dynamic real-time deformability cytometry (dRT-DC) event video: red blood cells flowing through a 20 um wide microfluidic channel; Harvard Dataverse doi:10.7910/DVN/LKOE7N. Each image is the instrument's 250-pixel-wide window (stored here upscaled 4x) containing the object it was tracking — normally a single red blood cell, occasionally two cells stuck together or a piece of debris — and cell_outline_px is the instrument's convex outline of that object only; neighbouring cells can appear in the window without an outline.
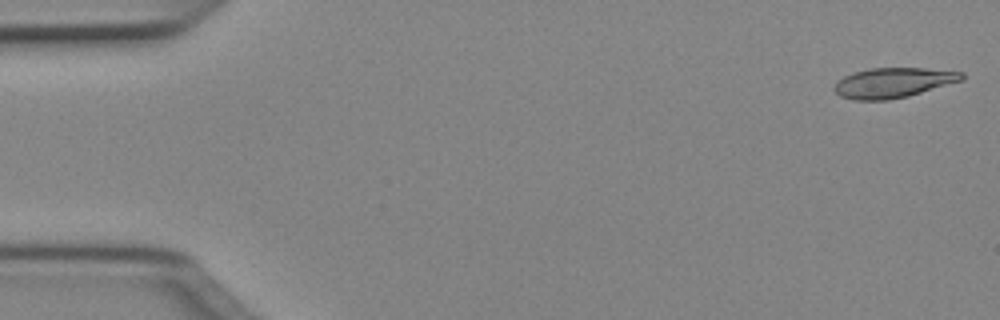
{"species": "Egyptian fruit bat (a non-hibernating species)", "species_latin": "Rousettus aegyptiacus", "temperature_condition": "cold", "stored_images_in_passage": 10, "camera_frame_rate_fps": 3000, "um_per_image_px": 0.085, "animal": {"sex": "female"}, "frame": {"image": 1, "passage_image": 1, "time_ms": 0.0, "image_size_px": [1000, 320], "cell_outline_px": [[964, 80], [908, 96], [888, 100], [852, 100], [840, 96], [832, 88], [844, 76], [852, 72], [872, 68], [924, 68], [964, 72]], "centroid_in_image_um": [75.93, 7.03], "position_along_channel_um": 9.1, "area_um2": 22.31}}